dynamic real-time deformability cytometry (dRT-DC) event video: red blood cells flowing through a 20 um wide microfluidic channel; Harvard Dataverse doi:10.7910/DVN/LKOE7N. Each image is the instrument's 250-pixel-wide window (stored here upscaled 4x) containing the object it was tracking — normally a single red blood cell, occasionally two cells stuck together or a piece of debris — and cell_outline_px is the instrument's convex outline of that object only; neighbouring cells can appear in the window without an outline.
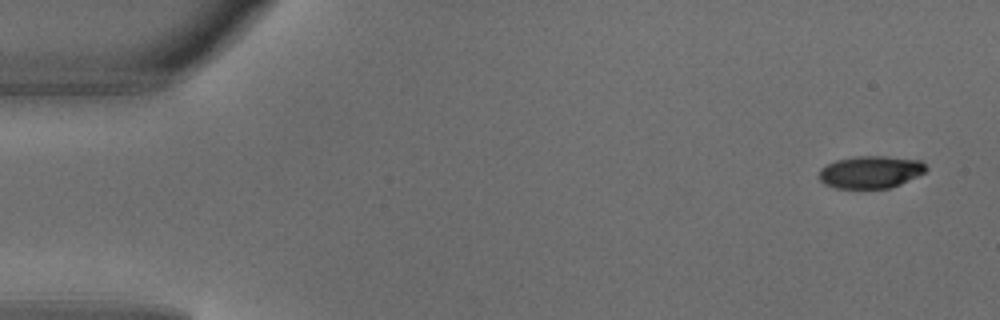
{"species": "common noctule bat (a hibernating species)", "species_latin": "Nyctalus noctula", "temperature_condition": "warm", "stored_images_in_passage": 3, "camera_frame_rate_fps": 3000, "um_per_image_px": 0.085, "animal": {"sex": "male", "body_mass_g": 18.8}, "frame": {"image": 1, "passage_image": 1, "time_ms": 0.0, "image_size_px": [1000, 320], "cell_outline_px": [[928, 168], [924, 172], [900, 184], [888, 188], [836, 188], [824, 184], [820, 180], [820, 168], [836, 160], [856, 156], [884, 156], [920, 160]], "centroid_in_image_um": [73.98, 14.62], "position_along_channel_um": 11.0, "area_um2": 20.0}}